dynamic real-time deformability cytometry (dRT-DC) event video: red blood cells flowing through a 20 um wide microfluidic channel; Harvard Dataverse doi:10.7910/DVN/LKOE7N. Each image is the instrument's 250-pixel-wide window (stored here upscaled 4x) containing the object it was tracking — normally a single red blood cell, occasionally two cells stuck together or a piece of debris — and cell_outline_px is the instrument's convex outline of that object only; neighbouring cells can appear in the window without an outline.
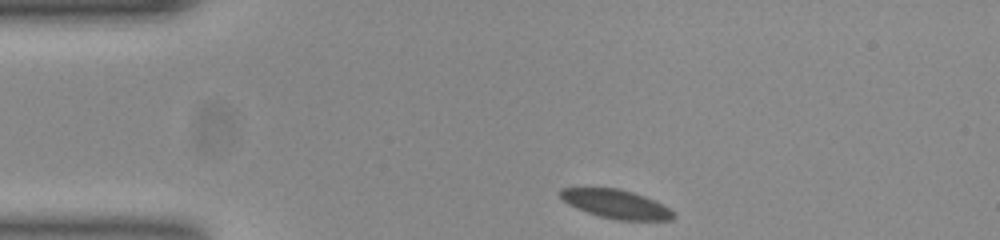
{"species": "common noctule bat (a hibernating species)", "species_latin": "Nyctalus noctula", "temperature_condition": "room temperature", "stored_images_in_passage": 46, "camera_frame_rate_fps": 3000, "um_per_image_px": 0.085, "animal": {"sex": "female", "body_mass_g": 23.0, "forearm_length_mm": 53.4}, "frame": {"image": 1, "passage_image": 1, "time_ms": 0.0, "image_size_px": [1000, 240], "cell_outline_px": [[676, 216], [672, 220], [620, 220], [600, 216], [588, 212], [568, 204], [560, 196], [560, 188], [616, 188], [632, 192], [644, 196], [668, 208]], "centroid_in_image_um": [52.36, 17.34], "position_along_channel_um": 32.6, "area_um2": 18.5}}
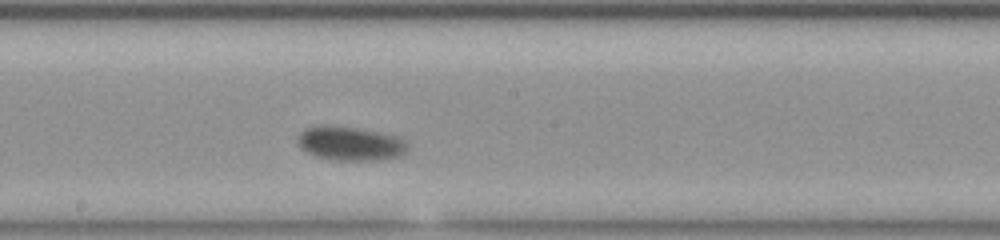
{"frame": {"image": 2, "passage_image": 20, "time_ms": 6.333, "image_size_px": [1000, 240], "cell_outline_px": [[408, 148], [404, 152], [396, 156], [380, 160], [336, 160], [316, 156], [300, 148], [300, 132], [304, 128], [316, 124], [324, 124], [356, 128], [396, 136], [404, 140], [408, 144]], "centroid_in_image_um": [29.74, 12.18], "position_along_channel_um": 218.5, "area_um2": 21.56}}
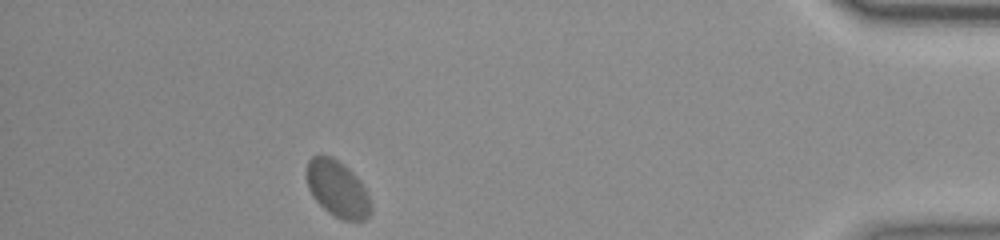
{"frame": {"image": 3, "passage_image": 40, "time_ms": 13.0, "image_size_px": [1000, 240], "cell_outline_px": [[372, 212], [364, 220], [344, 220], [328, 212], [312, 196], [308, 188], [308, 160], [312, 156], [332, 156], [348, 168], [356, 176], [364, 188], [372, 204]], "centroid_in_image_um": [28.71, 16.06], "position_along_channel_um": 406.5, "area_um2": 20.75}}